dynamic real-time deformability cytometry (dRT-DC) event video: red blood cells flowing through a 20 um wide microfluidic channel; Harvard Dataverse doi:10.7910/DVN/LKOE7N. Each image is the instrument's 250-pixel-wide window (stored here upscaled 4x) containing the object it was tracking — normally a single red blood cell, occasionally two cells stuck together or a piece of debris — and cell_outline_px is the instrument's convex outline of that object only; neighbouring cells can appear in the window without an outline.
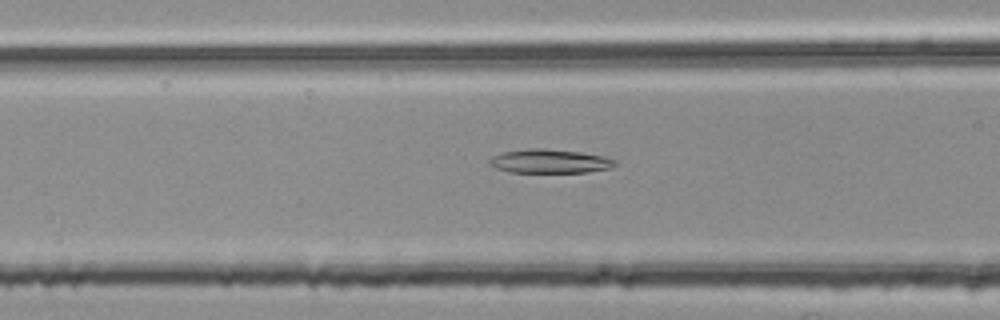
{"species": "common noctule bat (a hibernating species)", "species_latin": "Nyctalus noctula", "temperature_condition": "room temperature", "stored_images_in_passage": 55, "segment_of_instrument_passage": [2, 2], "camera_frame_rate_fps": 3000, "um_per_image_px": 0.085, "animal": {"sex": "female", "body_mass_g": 25.1}, "frame": {"image": 1, "passage_image": 22, "time_ms": 7.0, "image_size_px": [1000, 320], "cell_outline_px": [[620, 164], [612, 168], [584, 172], [512, 172], [496, 168], [488, 164], [488, 160], [504, 152], [532, 148], [540, 148], [580, 152], [604, 156], [616, 160]], "centroid_in_image_um": [46.8, 13.71], "position_along_channel_um": 119.8, "area_um2": 17.34}}
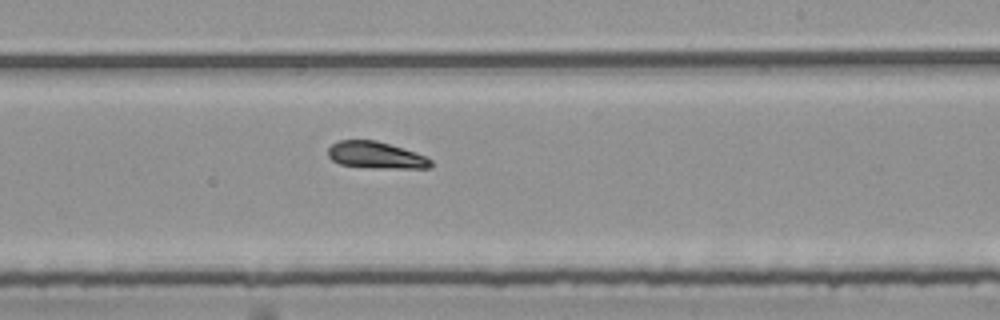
{"frame": {"image": 2, "passage_image": 33, "time_ms": 10.667, "image_size_px": [1000, 320], "cell_outline_px": [[432, 168], [380, 168], [340, 164], [332, 160], [328, 156], [328, 148], [332, 144], [340, 140], [376, 140], [416, 152], [432, 160]], "centroid_in_image_um": [31.97, 13.18], "position_along_channel_um": 257.0, "area_um2": 15.95}}
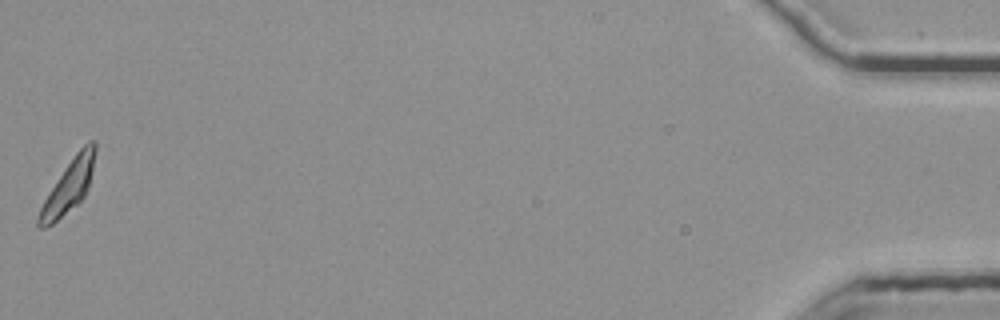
{"frame": {"image": 3, "passage_image": 55, "time_ms": 18.0, "image_size_px": [1000, 320], "cell_outline_px": [[96, 148], [88, 188], [84, 196], [76, 204], [52, 224], [44, 228], [40, 228], [36, 224], [36, 220], [40, 208], [44, 200], [76, 152], [88, 140], [92, 140], [96, 144]], "centroid_in_image_um": [5.82, 15.85], "position_along_channel_um": 429.4, "area_um2": 16.53}}